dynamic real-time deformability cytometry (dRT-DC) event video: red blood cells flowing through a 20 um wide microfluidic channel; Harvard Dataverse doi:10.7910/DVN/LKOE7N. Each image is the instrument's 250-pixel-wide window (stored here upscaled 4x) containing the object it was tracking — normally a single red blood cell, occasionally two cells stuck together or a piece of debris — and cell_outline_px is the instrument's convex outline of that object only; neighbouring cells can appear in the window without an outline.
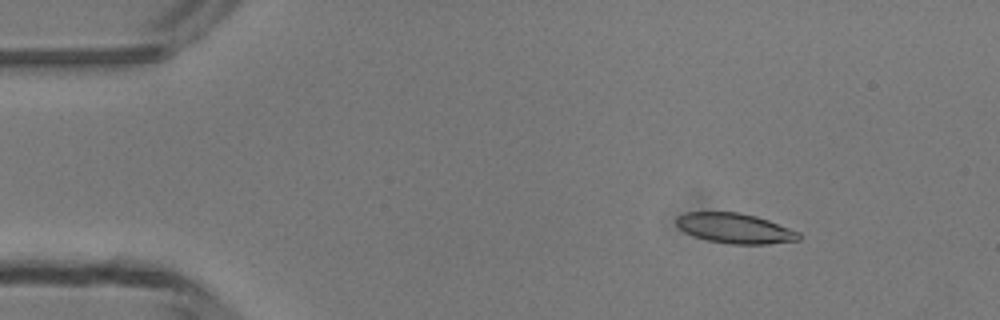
{"species": "common noctule bat (a hibernating species)", "species_latin": "Nyctalus noctula", "temperature_condition": "room temperature", "stored_images_in_passage": 4, "camera_frame_rate_fps": 3000, "um_per_image_px": 0.085, "animal": {"sex": "male", "body_mass_g": 13.3}, "frame": {"image": 1, "passage_image": 2, "time_ms": 1.0, "image_size_px": [1000, 320], "cell_outline_px": [[800, 240], [768, 244], [732, 244], [708, 240], [684, 232], [676, 224], [676, 216], [684, 212], [740, 212], [756, 216], [768, 220], [800, 232]], "centroid_in_image_um": [62.47, 19.4], "position_along_channel_um": 22.5, "area_um2": 21.44}}